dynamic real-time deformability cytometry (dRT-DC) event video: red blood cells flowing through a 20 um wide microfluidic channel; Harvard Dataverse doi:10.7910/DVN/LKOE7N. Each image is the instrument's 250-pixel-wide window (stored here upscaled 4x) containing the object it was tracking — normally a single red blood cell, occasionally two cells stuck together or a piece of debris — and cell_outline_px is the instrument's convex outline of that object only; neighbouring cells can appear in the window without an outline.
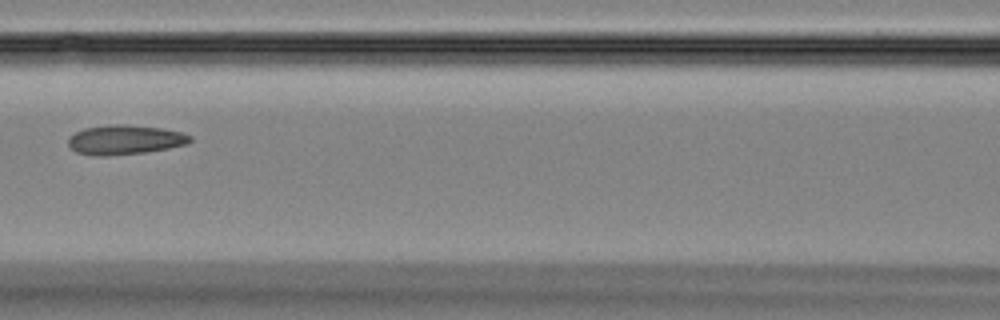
{"species": "Egyptian fruit bat (a non-hibernating species)", "species_latin": "Rousettus aegyptiacus", "temperature_condition": "room temperature", "stored_images_in_passage": 6, "camera_frame_rate_fps": 3000, "um_per_image_px": 0.085, "animal": {"sex": "female"}, "frame": {"image": 1, "passage_image": 5, "time_ms": 7.0, "image_size_px": [1000, 320], "cell_outline_px": [[192, 140], [188, 144], [148, 152], [108, 156], [92, 156], [76, 152], [68, 144], [68, 136], [84, 128], [116, 124], [128, 124], [160, 128], [180, 132], [192, 136]], "centroid_in_image_um": [10.61, 11.89], "position_along_channel_um": 156.0, "area_um2": 21.1}}
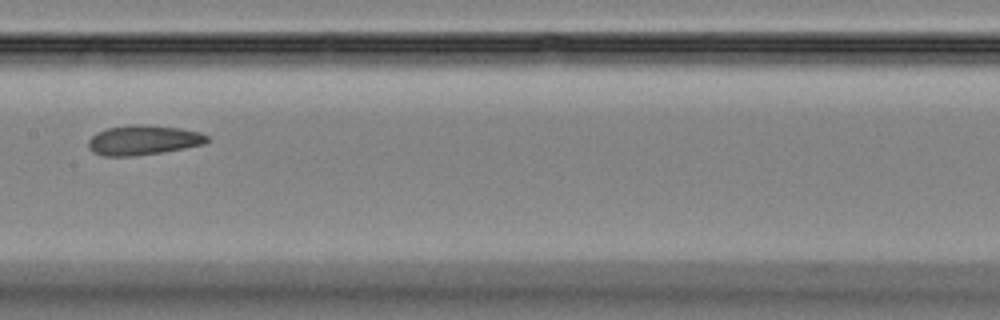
{"frame": {"image": 2, "passage_image": 6, "time_ms": 8.0, "image_size_px": [1000, 320], "cell_outline_px": [[212, 140], [204, 144], [184, 148], [136, 156], [104, 156], [92, 152], [88, 148], [88, 140], [96, 132], [108, 128], [132, 124], [144, 124], [180, 128], [200, 132], [208, 136]], "centroid_in_image_um": [12.18, 11.9], "position_along_channel_um": 195.2, "area_um2": 20.75}}